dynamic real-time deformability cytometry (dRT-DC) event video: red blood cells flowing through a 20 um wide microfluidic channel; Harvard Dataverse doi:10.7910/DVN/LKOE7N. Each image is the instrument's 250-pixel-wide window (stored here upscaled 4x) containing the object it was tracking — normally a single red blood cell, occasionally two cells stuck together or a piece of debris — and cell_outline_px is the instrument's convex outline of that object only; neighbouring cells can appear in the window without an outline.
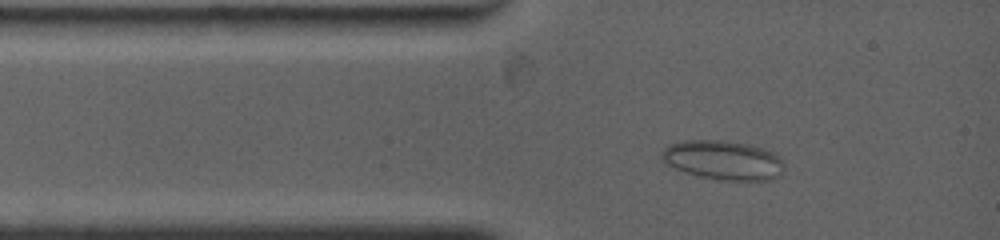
{"species": "common noctule bat (a hibernating species)", "species_latin": "Nyctalus noctula", "temperature_condition": "warm", "stored_images_in_passage": 5, "camera_frame_rate_fps": 4500, "um_per_image_px": 0.085, "animal": {"sex": "female", "body_mass_g": 19.0, "forearm_length_mm": 53.3}, "frame": {"image": 1, "passage_image": 2, "time_ms": 0.667, "image_size_px": [1000, 240], "cell_outline_px": [[784, 168], [780, 176], [772, 180], [720, 180], [700, 176], [684, 172], [664, 164], [660, 160], [660, 152], [668, 144], [684, 140], [724, 140], [752, 144], [764, 148], [772, 152], [784, 160]], "centroid_in_image_um": [61.45, 13.6], "position_along_channel_um": 23.5, "area_um2": 28.67}}
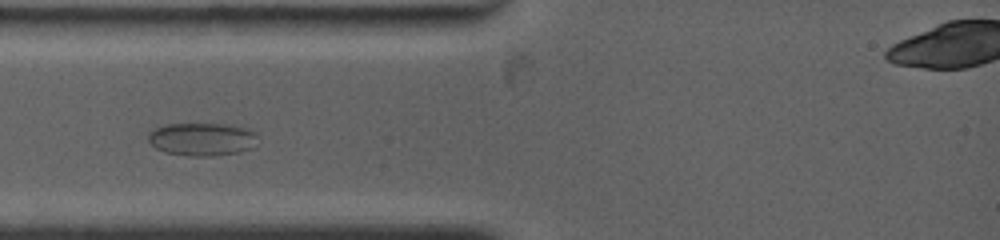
{"frame": {"image": 2, "passage_image": 4, "time_ms": 2.222, "image_size_px": [1000, 240], "cell_outline_px": [[256, 136], [252, 148], [240, 152], [212, 156], [188, 156], [164, 152], [156, 148], [148, 140], [148, 132], [156, 128], [168, 124], [228, 124], [248, 128]], "centroid_in_image_um": [17.15, 11.84], "position_along_channel_um": 67.9, "area_um2": 20.98}}
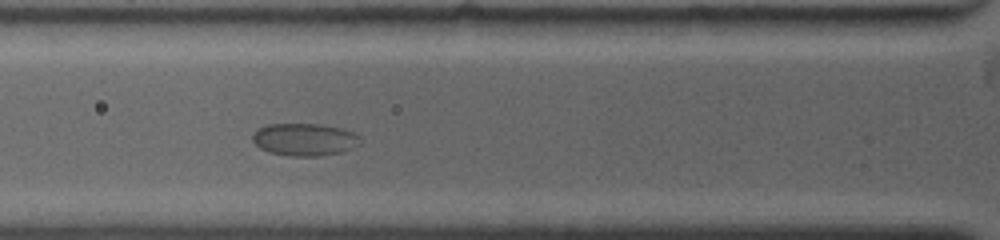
{"frame": {"image": 3, "passage_image": 5, "time_ms": 3.111, "image_size_px": [1000, 240], "cell_outline_px": [[360, 144], [352, 148], [340, 152], [320, 156], [292, 156], [268, 152], [260, 148], [252, 140], [252, 136], [256, 128], [268, 124], [320, 124], [340, 128], [352, 132], [360, 136]], "centroid_in_image_um": [25.86, 11.85], "position_along_channel_um": 99.9, "area_um2": 20.4}}